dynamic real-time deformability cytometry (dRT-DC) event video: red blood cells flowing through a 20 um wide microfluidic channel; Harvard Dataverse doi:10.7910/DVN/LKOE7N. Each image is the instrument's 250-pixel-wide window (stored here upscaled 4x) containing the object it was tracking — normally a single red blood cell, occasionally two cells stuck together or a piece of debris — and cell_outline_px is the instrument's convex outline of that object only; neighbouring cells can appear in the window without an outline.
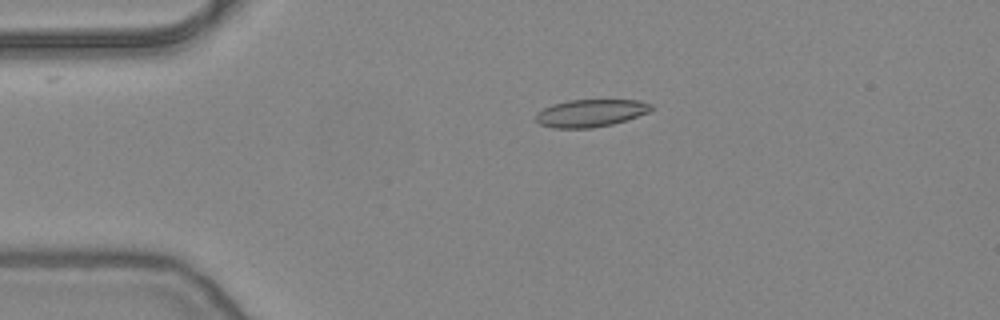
{"species": "common noctule bat (a hibernating species)", "species_latin": "Nyctalus noctula", "temperature_condition": "warm", "stored_images_in_passage": 31, "camera_frame_rate_fps": 3000, "um_per_image_px": 0.085, "animal": {"sex": "female", "body_mass_g": 24.6, "forearm_length_mm": 56.2}, "frame": {"image": 1, "passage_image": 1, "time_ms": 0.0, "image_size_px": [1000, 320], "cell_outline_px": [[652, 108], [648, 112], [612, 124], [592, 128], [552, 128], [540, 124], [536, 120], [536, 112], [552, 104], [568, 100], [640, 100], [652, 104]], "centroid_in_image_um": [50.16, 9.61], "position_along_channel_um": 34.8, "area_um2": 18.38}}
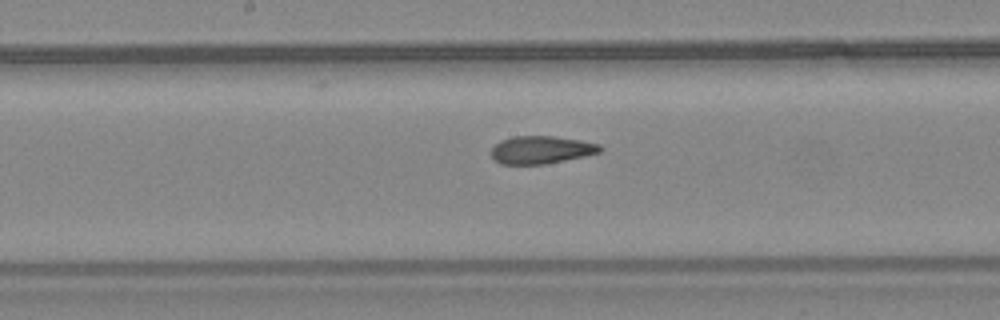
{"frame": {"image": 2, "passage_image": 17, "time_ms": 5.333, "image_size_px": [1000, 320], "cell_outline_px": [[604, 148], [600, 152], [584, 156], [544, 164], [500, 164], [492, 156], [492, 148], [500, 140], [512, 136], [552, 136], [580, 140], [600, 144]], "centroid_in_image_um": [46.01, 12.73], "position_along_channel_um": 202.2, "area_um2": 17.51}}
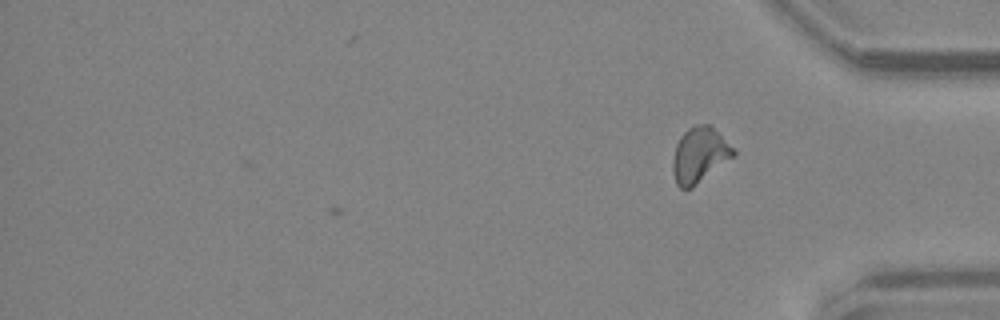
{"frame": {"image": 3, "passage_image": 31, "time_ms": 10.0, "image_size_px": [1000, 320], "cell_outline_px": [[736, 156], [692, 188], [680, 188], [676, 184], [672, 172], [672, 160], [676, 144], [680, 136], [688, 128], [696, 124], [708, 124], [736, 152]], "centroid_in_image_um": [59.43, 13.21], "position_along_channel_um": 375.8, "area_um2": 19.48}, "authors_computed_cell_mechanics": {"area_um2": 18.3804, "velocity_mm_per_s": 3.8503, "shape_relaxation_time_tau1_ms": 9.0073, "shape_relaxation_time_tau2_ms": 1.9587, "deformation_change_tau1": 0.214, "deformation_change_tau2": 0.1026}}